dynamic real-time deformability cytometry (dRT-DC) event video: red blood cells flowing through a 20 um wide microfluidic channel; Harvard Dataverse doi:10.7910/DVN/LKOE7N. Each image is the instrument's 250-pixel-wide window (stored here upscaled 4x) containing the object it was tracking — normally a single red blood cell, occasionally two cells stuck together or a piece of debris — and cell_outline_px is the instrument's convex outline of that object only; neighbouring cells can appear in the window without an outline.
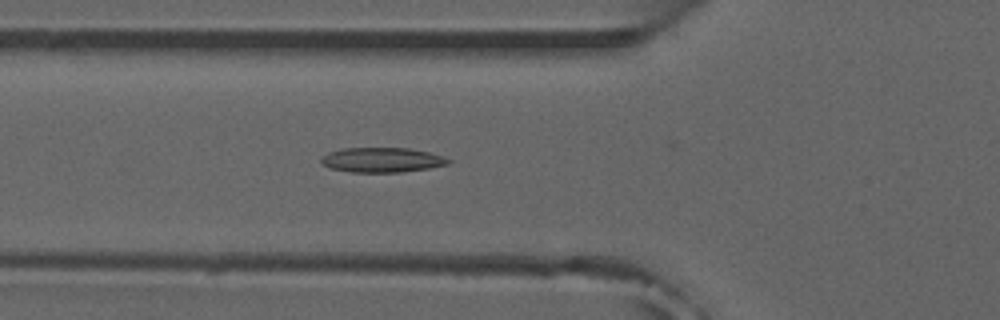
{"species": "common noctule bat (a hibernating species)", "species_latin": "Nyctalus noctula", "temperature_condition": "room temperature", "stored_images_in_passage": 35, "camera_frame_rate_fps": 3000, "um_per_image_px": 0.085, "animal": {"sex": "male", "forearm_length_mm": 52.5}, "frame": {"image": 1, "passage_image": 14, "time_ms": 4.333, "image_size_px": [1000, 320], "cell_outline_px": [[452, 160], [448, 164], [428, 168], [400, 172], [352, 172], [332, 168], [320, 164], [320, 156], [328, 152], [340, 148], [408, 148], [428, 152], [444, 156]], "centroid_in_image_um": [32.43, 13.58], "position_along_channel_um": 93.4, "area_um2": 18.44}}